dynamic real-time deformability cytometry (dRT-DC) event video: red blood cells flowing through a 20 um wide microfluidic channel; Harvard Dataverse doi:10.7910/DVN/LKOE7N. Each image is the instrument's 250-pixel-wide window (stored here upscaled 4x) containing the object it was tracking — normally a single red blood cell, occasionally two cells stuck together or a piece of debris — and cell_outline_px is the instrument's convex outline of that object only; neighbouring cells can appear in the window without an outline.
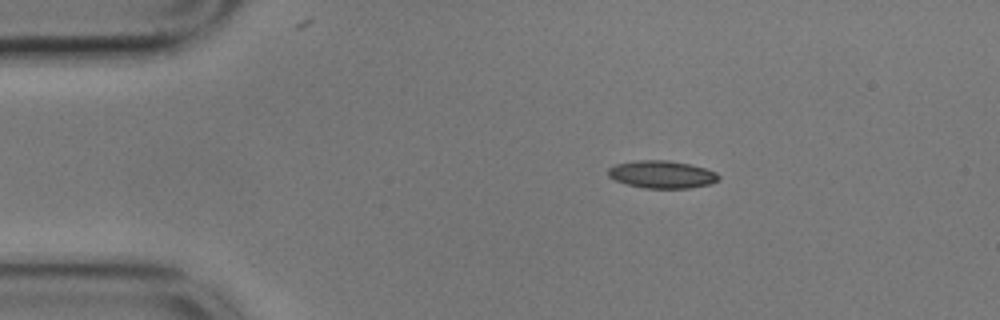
{"species": "common noctule bat (a hibernating species)", "species_latin": "Nyctalus noctula", "temperature_condition": "cold", "stored_images_in_passage": 10, "camera_frame_rate_fps": 3000, "um_per_image_px": 0.085, "animal": {"sex": "male", "body_mass_g": 17.9}, "frame": {"image": 1, "passage_image": 9, "time_ms": 2.667, "image_size_px": [1000, 320], "cell_outline_px": [[720, 176], [712, 184], [688, 188], [644, 188], [628, 184], [616, 180], [608, 176], [608, 168], [616, 164], [640, 160], [668, 160], [688, 164], [704, 168], [716, 172]], "centroid_in_image_um": [56.26, 14.83], "position_along_channel_um": 28.7, "area_um2": 17.57}}